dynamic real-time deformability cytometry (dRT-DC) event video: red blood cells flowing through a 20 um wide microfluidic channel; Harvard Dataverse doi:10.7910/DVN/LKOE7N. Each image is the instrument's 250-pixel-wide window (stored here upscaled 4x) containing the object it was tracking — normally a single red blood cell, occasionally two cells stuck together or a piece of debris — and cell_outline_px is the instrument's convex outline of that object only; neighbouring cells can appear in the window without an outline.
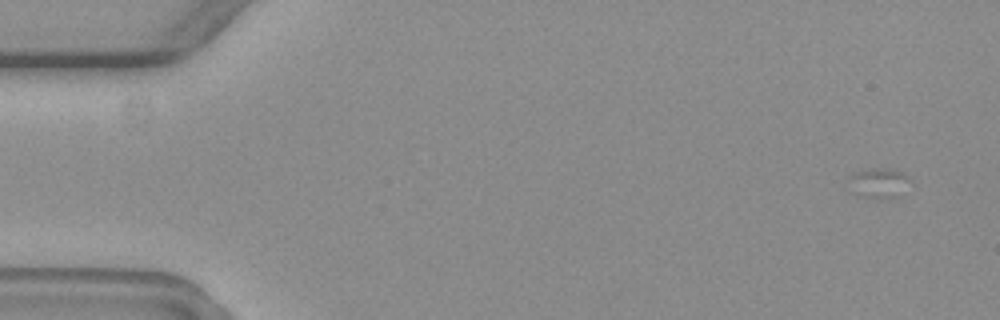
{"species": "common noctule bat (a hibernating species)", "species_latin": "Nyctalus noctula", "temperature_condition": "warm", "stored_images_in_passage": 6, "camera_frame_rate_fps": 3000, "um_per_image_px": 0.085, "animal": {"sex": "female", "body_mass_g": 19.3, "forearm_length_mm": 54.1}, "frame": {"image": 1, "passage_image": 1, "time_ms": 0.0, "image_size_px": [1000, 320], "cell_outline_px": [[912, 184], [896, 196], [880, 200], [876, 200], [856, 196], [848, 192], [844, 188], [844, 180], [852, 172], [876, 168], [888, 168], [900, 172], [908, 176], [912, 180]], "centroid_in_image_um": [74.54, 15.59], "position_along_channel_um": 10.5, "area_um2": 11.79}}